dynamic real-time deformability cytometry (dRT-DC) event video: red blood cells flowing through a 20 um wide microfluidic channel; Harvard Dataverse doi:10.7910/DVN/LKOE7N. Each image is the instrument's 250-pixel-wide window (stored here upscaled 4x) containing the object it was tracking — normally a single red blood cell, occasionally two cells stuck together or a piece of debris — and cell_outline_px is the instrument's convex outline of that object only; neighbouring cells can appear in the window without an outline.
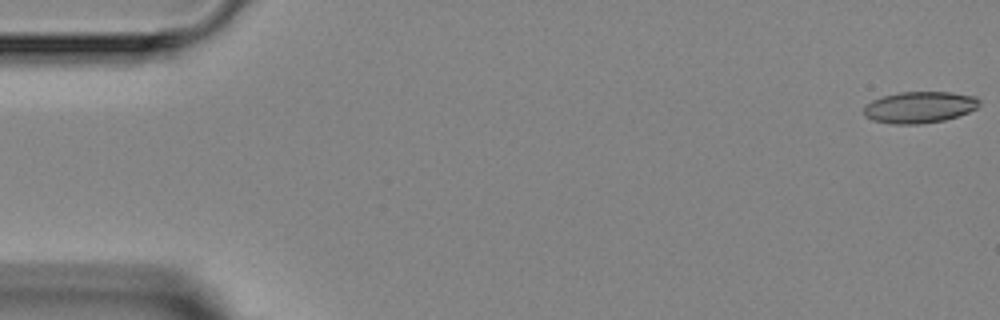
{"species": "Egyptian fruit bat (a non-hibernating species)", "species_latin": "Rousettus aegyptiacus", "temperature_condition": "room temperature", "stored_images_in_passage": 6, "camera_frame_rate_fps": 3000, "um_per_image_px": 0.085, "animal": {"sex": "female"}, "frame": {"image": 1, "passage_image": 1, "time_ms": 0.0, "image_size_px": [1000, 320], "cell_outline_px": [[980, 104], [976, 108], [968, 112], [944, 120], [920, 124], [892, 124], [872, 120], [864, 116], [864, 104], [880, 96], [900, 92], [952, 92], [976, 96], [980, 100]], "centroid_in_image_um": [78.13, 9.11], "position_along_channel_um": 6.9, "area_um2": 21.39}}
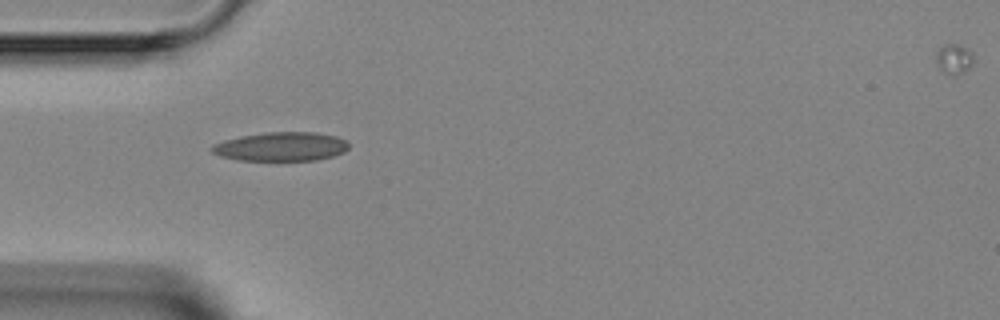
{"frame": {"image": 2, "passage_image": 5, "time_ms": 4.667, "image_size_px": [1000, 320], "cell_outline_px": [[348, 148], [344, 152], [332, 156], [316, 160], [236, 160], [220, 156], [212, 152], [212, 144], [224, 140], [240, 136], [264, 132], [316, 132], [336, 136], [348, 140]], "centroid_in_image_um": [23.9, 12.45], "position_along_channel_um": 61.1, "area_um2": 23.18}}
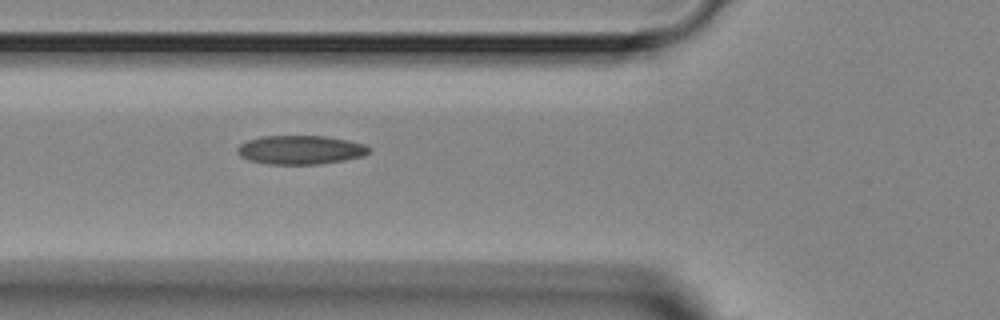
{"frame": {"image": 3, "passage_image": 6, "time_ms": 5.667, "image_size_px": [1000, 320], "cell_outline_px": [[372, 152], [364, 156], [344, 160], [320, 164], [268, 164], [248, 160], [240, 156], [236, 152], [236, 148], [240, 144], [248, 140], [260, 136], [328, 136], [348, 140], [364, 144], [372, 148]], "centroid_in_image_um": [25.56, 12.73], "position_along_channel_um": 100.2, "area_um2": 22.43}}